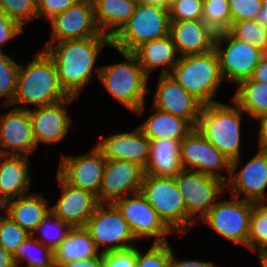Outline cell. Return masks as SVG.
<instances>
[{"mask_svg": "<svg viewBox=\"0 0 267 267\" xmlns=\"http://www.w3.org/2000/svg\"><path fill=\"white\" fill-rule=\"evenodd\" d=\"M106 45L111 47V38L102 33L95 37L46 43L44 51L54 62L59 83L69 97L78 98L82 88L90 82L100 51Z\"/></svg>", "mask_w": 267, "mask_h": 267, "instance_id": "cell-1", "label": "cell"}, {"mask_svg": "<svg viewBox=\"0 0 267 267\" xmlns=\"http://www.w3.org/2000/svg\"><path fill=\"white\" fill-rule=\"evenodd\" d=\"M69 98L61 87L51 57L43 50L28 67L19 65L16 92L12 102L4 108L32 104L37 107L51 105ZM16 105V106H15Z\"/></svg>", "mask_w": 267, "mask_h": 267, "instance_id": "cell-2", "label": "cell"}, {"mask_svg": "<svg viewBox=\"0 0 267 267\" xmlns=\"http://www.w3.org/2000/svg\"><path fill=\"white\" fill-rule=\"evenodd\" d=\"M214 103L201 109L196 128L230 161L231 170L236 171L240 162L241 120L244 111L235 103Z\"/></svg>", "mask_w": 267, "mask_h": 267, "instance_id": "cell-3", "label": "cell"}, {"mask_svg": "<svg viewBox=\"0 0 267 267\" xmlns=\"http://www.w3.org/2000/svg\"><path fill=\"white\" fill-rule=\"evenodd\" d=\"M118 52L126 59L125 62L95 68V72L115 99L140 115L145 109L144 97L150 94V89L147 88L149 77L132 52Z\"/></svg>", "mask_w": 267, "mask_h": 267, "instance_id": "cell-4", "label": "cell"}, {"mask_svg": "<svg viewBox=\"0 0 267 267\" xmlns=\"http://www.w3.org/2000/svg\"><path fill=\"white\" fill-rule=\"evenodd\" d=\"M170 76L203 106L219 103L213 97L224 79L215 49L180 57Z\"/></svg>", "mask_w": 267, "mask_h": 267, "instance_id": "cell-5", "label": "cell"}, {"mask_svg": "<svg viewBox=\"0 0 267 267\" xmlns=\"http://www.w3.org/2000/svg\"><path fill=\"white\" fill-rule=\"evenodd\" d=\"M167 7L138 2L129 21L111 39L117 51L133 52L141 44L170 35Z\"/></svg>", "mask_w": 267, "mask_h": 267, "instance_id": "cell-6", "label": "cell"}, {"mask_svg": "<svg viewBox=\"0 0 267 267\" xmlns=\"http://www.w3.org/2000/svg\"><path fill=\"white\" fill-rule=\"evenodd\" d=\"M140 193L174 233L188 231V214L175 178L144 174Z\"/></svg>", "mask_w": 267, "mask_h": 267, "instance_id": "cell-7", "label": "cell"}, {"mask_svg": "<svg viewBox=\"0 0 267 267\" xmlns=\"http://www.w3.org/2000/svg\"><path fill=\"white\" fill-rule=\"evenodd\" d=\"M175 180L188 214V231L196 222L194 218L202 220L216 204L218 195L227 191L224 181L192 170L184 169Z\"/></svg>", "mask_w": 267, "mask_h": 267, "instance_id": "cell-8", "label": "cell"}, {"mask_svg": "<svg viewBox=\"0 0 267 267\" xmlns=\"http://www.w3.org/2000/svg\"><path fill=\"white\" fill-rule=\"evenodd\" d=\"M85 228L101 253L135 247L136 238L114 204H99ZM102 246L105 248L100 250Z\"/></svg>", "mask_w": 267, "mask_h": 267, "instance_id": "cell-9", "label": "cell"}, {"mask_svg": "<svg viewBox=\"0 0 267 267\" xmlns=\"http://www.w3.org/2000/svg\"><path fill=\"white\" fill-rule=\"evenodd\" d=\"M232 200H221L202 219L219 235L231 242L248 248L251 212L254 202L231 196Z\"/></svg>", "mask_w": 267, "mask_h": 267, "instance_id": "cell-10", "label": "cell"}, {"mask_svg": "<svg viewBox=\"0 0 267 267\" xmlns=\"http://www.w3.org/2000/svg\"><path fill=\"white\" fill-rule=\"evenodd\" d=\"M224 43L226 48H222ZM214 49L223 79L236 84L251 77L264 54L258 47L234 38L228 31L217 33Z\"/></svg>", "mask_w": 267, "mask_h": 267, "instance_id": "cell-11", "label": "cell"}, {"mask_svg": "<svg viewBox=\"0 0 267 267\" xmlns=\"http://www.w3.org/2000/svg\"><path fill=\"white\" fill-rule=\"evenodd\" d=\"M180 160L185 170L215 177L225 183L229 180L219 171L225 168L230 176L231 161L213 146L197 128H194L182 139Z\"/></svg>", "mask_w": 267, "mask_h": 267, "instance_id": "cell-12", "label": "cell"}, {"mask_svg": "<svg viewBox=\"0 0 267 267\" xmlns=\"http://www.w3.org/2000/svg\"><path fill=\"white\" fill-rule=\"evenodd\" d=\"M114 205L128 223L136 240L154 237L153 243H167V235L174 233L140 192L126 196Z\"/></svg>", "mask_w": 267, "mask_h": 267, "instance_id": "cell-13", "label": "cell"}, {"mask_svg": "<svg viewBox=\"0 0 267 267\" xmlns=\"http://www.w3.org/2000/svg\"><path fill=\"white\" fill-rule=\"evenodd\" d=\"M144 169L125 160H106L98 194L99 204H114L124 197L140 192Z\"/></svg>", "mask_w": 267, "mask_h": 267, "instance_id": "cell-14", "label": "cell"}, {"mask_svg": "<svg viewBox=\"0 0 267 267\" xmlns=\"http://www.w3.org/2000/svg\"><path fill=\"white\" fill-rule=\"evenodd\" d=\"M57 173L69 184L89 191L98 197L106 158L96 146L90 154L61 155Z\"/></svg>", "mask_w": 267, "mask_h": 267, "instance_id": "cell-15", "label": "cell"}, {"mask_svg": "<svg viewBox=\"0 0 267 267\" xmlns=\"http://www.w3.org/2000/svg\"><path fill=\"white\" fill-rule=\"evenodd\" d=\"M50 22L52 35L50 41L47 42L83 39L100 34L94 19L92 0H78Z\"/></svg>", "mask_w": 267, "mask_h": 267, "instance_id": "cell-16", "label": "cell"}, {"mask_svg": "<svg viewBox=\"0 0 267 267\" xmlns=\"http://www.w3.org/2000/svg\"><path fill=\"white\" fill-rule=\"evenodd\" d=\"M258 149L242 169L230 171L226 190H232L231 196L251 202L267 201V149Z\"/></svg>", "mask_w": 267, "mask_h": 267, "instance_id": "cell-17", "label": "cell"}, {"mask_svg": "<svg viewBox=\"0 0 267 267\" xmlns=\"http://www.w3.org/2000/svg\"><path fill=\"white\" fill-rule=\"evenodd\" d=\"M37 147L28 109L0 115V154L29 156Z\"/></svg>", "mask_w": 267, "mask_h": 267, "instance_id": "cell-18", "label": "cell"}, {"mask_svg": "<svg viewBox=\"0 0 267 267\" xmlns=\"http://www.w3.org/2000/svg\"><path fill=\"white\" fill-rule=\"evenodd\" d=\"M77 98L69 97L58 103L40 106L35 109L18 106L17 109H28L37 147L40 143L48 145L61 141L68 133L71 119L66 105Z\"/></svg>", "mask_w": 267, "mask_h": 267, "instance_id": "cell-19", "label": "cell"}, {"mask_svg": "<svg viewBox=\"0 0 267 267\" xmlns=\"http://www.w3.org/2000/svg\"><path fill=\"white\" fill-rule=\"evenodd\" d=\"M56 177L62 194L51 212L71 227H85L99 205L97 196L69 185L58 173Z\"/></svg>", "mask_w": 267, "mask_h": 267, "instance_id": "cell-20", "label": "cell"}, {"mask_svg": "<svg viewBox=\"0 0 267 267\" xmlns=\"http://www.w3.org/2000/svg\"><path fill=\"white\" fill-rule=\"evenodd\" d=\"M152 106L187 119L195 128L203 105L170 75H160Z\"/></svg>", "mask_w": 267, "mask_h": 267, "instance_id": "cell-21", "label": "cell"}, {"mask_svg": "<svg viewBox=\"0 0 267 267\" xmlns=\"http://www.w3.org/2000/svg\"><path fill=\"white\" fill-rule=\"evenodd\" d=\"M106 160H125L139 164L143 169L149 160L150 141L139 127L132 132H119L98 143Z\"/></svg>", "mask_w": 267, "mask_h": 267, "instance_id": "cell-22", "label": "cell"}, {"mask_svg": "<svg viewBox=\"0 0 267 267\" xmlns=\"http://www.w3.org/2000/svg\"><path fill=\"white\" fill-rule=\"evenodd\" d=\"M216 35L203 20L170 22V36L180 57L213 50Z\"/></svg>", "mask_w": 267, "mask_h": 267, "instance_id": "cell-23", "label": "cell"}, {"mask_svg": "<svg viewBox=\"0 0 267 267\" xmlns=\"http://www.w3.org/2000/svg\"><path fill=\"white\" fill-rule=\"evenodd\" d=\"M29 156L0 154V200L6 202L29 194Z\"/></svg>", "mask_w": 267, "mask_h": 267, "instance_id": "cell-24", "label": "cell"}, {"mask_svg": "<svg viewBox=\"0 0 267 267\" xmlns=\"http://www.w3.org/2000/svg\"><path fill=\"white\" fill-rule=\"evenodd\" d=\"M132 53L137 57L139 65L148 77L158 67L162 68L160 75H170L180 58L170 35L145 42Z\"/></svg>", "mask_w": 267, "mask_h": 267, "instance_id": "cell-25", "label": "cell"}, {"mask_svg": "<svg viewBox=\"0 0 267 267\" xmlns=\"http://www.w3.org/2000/svg\"><path fill=\"white\" fill-rule=\"evenodd\" d=\"M149 141V160L144 168V174L175 178L184 170L180 160L182 140L162 138Z\"/></svg>", "mask_w": 267, "mask_h": 267, "instance_id": "cell-26", "label": "cell"}, {"mask_svg": "<svg viewBox=\"0 0 267 267\" xmlns=\"http://www.w3.org/2000/svg\"><path fill=\"white\" fill-rule=\"evenodd\" d=\"M43 194L29 193L5 203V213L30 235L51 211Z\"/></svg>", "mask_w": 267, "mask_h": 267, "instance_id": "cell-27", "label": "cell"}, {"mask_svg": "<svg viewBox=\"0 0 267 267\" xmlns=\"http://www.w3.org/2000/svg\"><path fill=\"white\" fill-rule=\"evenodd\" d=\"M94 19L100 33L111 39L129 21L137 0H92Z\"/></svg>", "mask_w": 267, "mask_h": 267, "instance_id": "cell-28", "label": "cell"}, {"mask_svg": "<svg viewBox=\"0 0 267 267\" xmlns=\"http://www.w3.org/2000/svg\"><path fill=\"white\" fill-rule=\"evenodd\" d=\"M151 110L155 113L138 126L149 140L162 138L182 140L195 128L187 119L161 111L153 106Z\"/></svg>", "mask_w": 267, "mask_h": 267, "instance_id": "cell-29", "label": "cell"}, {"mask_svg": "<svg viewBox=\"0 0 267 267\" xmlns=\"http://www.w3.org/2000/svg\"><path fill=\"white\" fill-rule=\"evenodd\" d=\"M53 253L54 265L57 266H62L74 260L102 256L85 227H72Z\"/></svg>", "mask_w": 267, "mask_h": 267, "instance_id": "cell-30", "label": "cell"}, {"mask_svg": "<svg viewBox=\"0 0 267 267\" xmlns=\"http://www.w3.org/2000/svg\"><path fill=\"white\" fill-rule=\"evenodd\" d=\"M231 99L252 119L267 115V83L247 78L239 82Z\"/></svg>", "mask_w": 267, "mask_h": 267, "instance_id": "cell-31", "label": "cell"}, {"mask_svg": "<svg viewBox=\"0 0 267 267\" xmlns=\"http://www.w3.org/2000/svg\"><path fill=\"white\" fill-rule=\"evenodd\" d=\"M14 260L19 266L22 260L27 262L26 267H52L54 265L53 251L29 235L20 245L14 254Z\"/></svg>", "mask_w": 267, "mask_h": 267, "instance_id": "cell-32", "label": "cell"}, {"mask_svg": "<svg viewBox=\"0 0 267 267\" xmlns=\"http://www.w3.org/2000/svg\"><path fill=\"white\" fill-rule=\"evenodd\" d=\"M248 248L254 253L267 251V201L254 202L251 212Z\"/></svg>", "mask_w": 267, "mask_h": 267, "instance_id": "cell-33", "label": "cell"}, {"mask_svg": "<svg viewBox=\"0 0 267 267\" xmlns=\"http://www.w3.org/2000/svg\"><path fill=\"white\" fill-rule=\"evenodd\" d=\"M71 228L72 227L68 223L63 222L50 211L43 219V221L37 226L33 236H35L36 233H40L39 235L41 236V238L36 237V239L43 245L54 251L65 239ZM51 231L55 233V236ZM52 233L53 237L51 235Z\"/></svg>", "mask_w": 267, "mask_h": 267, "instance_id": "cell-34", "label": "cell"}, {"mask_svg": "<svg viewBox=\"0 0 267 267\" xmlns=\"http://www.w3.org/2000/svg\"><path fill=\"white\" fill-rule=\"evenodd\" d=\"M228 32L236 39L258 47L267 52V28L256 20L233 22Z\"/></svg>", "mask_w": 267, "mask_h": 267, "instance_id": "cell-35", "label": "cell"}, {"mask_svg": "<svg viewBox=\"0 0 267 267\" xmlns=\"http://www.w3.org/2000/svg\"><path fill=\"white\" fill-rule=\"evenodd\" d=\"M202 20L217 34L231 26L229 0H203Z\"/></svg>", "mask_w": 267, "mask_h": 267, "instance_id": "cell-36", "label": "cell"}, {"mask_svg": "<svg viewBox=\"0 0 267 267\" xmlns=\"http://www.w3.org/2000/svg\"><path fill=\"white\" fill-rule=\"evenodd\" d=\"M19 64L0 51V98L7 97L3 105H9L15 95Z\"/></svg>", "mask_w": 267, "mask_h": 267, "instance_id": "cell-37", "label": "cell"}, {"mask_svg": "<svg viewBox=\"0 0 267 267\" xmlns=\"http://www.w3.org/2000/svg\"><path fill=\"white\" fill-rule=\"evenodd\" d=\"M0 9L22 28L38 18L37 0H0Z\"/></svg>", "mask_w": 267, "mask_h": 267, "instance_id": "cell-38", "label": "cell"}, {"mask_svg": "<svg viewBox=\"0 0 267 267\" xmlns=\"http://www.w3.org/2000/svg\"><path fill=\"white\" fill-rule=\"evenodd\" d=\"M30 234L16 224L8 215L0 217V245L11 254H15L20 243Z\"/></svg>", "mask_w": 267, "mask_h": 267, "instance_id": "cell-39", "label": "cell"}, {"mask_svg": "<svg viewBox=\"0 0 267 267\" xmlns=\"http://www.w3.org/2000/svg\"><path fill=\"white\" fill-rule=\"evenodd\" d=\"M138 249L136 267H169L171 259L169 242L153 243L145 254Z\"/></svg>", "mask_w": 267, "mask_h": 267, "instance_id": "cell-40", "label": "cell"}, {"mask_svg": "<svg viewBox=\"0 0 267 267\" xmlns=\"http://www.w3.org/2000/svg\"><path fill=\"white\" fill-rule=\"evenodd\" d=\"M168 10L170 21L202 20L203 0H176Z\"/></svg>", "mask_w": 267, "mask_h": 267, "instance_id": "cell-41", "label": "cell"}, {"mask_svg": "<svg viewBox=\"0 0 267 267\" xmlns=\"http://www.w3.org/2000/svg\"><path fill=\"white\" fill-rule=\"evenodd\" d=\"M231 24L242 20H255L262 8V0H229Z\"/></svg>", "mask_w": 267, "mask_h": 267, "instance_id": "cell-42", "label": "cell"}, {"mask_svg": "<svg viewBox=\"0 0 267 267\" xmlns=\"http://www.w3.org/2000/svg\"><path fill=\"white\" fill-rule=\"evenodd\" d=\"M137 247L102 253L100 267H136Z\"/></svg>", "mask_w": 267, "mask_h": 267, "instance_id": "cell-43", "label": "cell"}, {"mask_svg": "<svg viewBox=\"0 0 267 267\" xmlns=\"http://www.w3.org/2000/svg\"><path fill=\"white\" fill-rule=\"evenodd\" d=\"M78 0H37L38 18L44 17L49 21L67 8L73 6Z\"/></svg>", "mask_w": 267, "mask_h": 267, "instance_id": "cell-44", "label": "cell"}, {"mask_svg": "<svg viewBox=\"0 0 267 267\" xmlns=\"http://www.w3.org/2000/svg\"><path fill=\"white\" fill-rule=\"evenodd\" d=\"M23 28L11 20L1 9H0V51H2L1 45L11 40L16 35L20 34Z\"/></svg>", "mask_w": 267, "mask_h": 267, "instance_id": "cell-45", "label": "cell"}, {"mask_svg": "<svg viewBox=\"0 0 267 267\" xmlns=\"http://www.w3.org/2000/svg\"><path fill=\"white\" fill-rule=\"evenodd\" d=\"M169 267H216L212 262L200 261V260H181L178 261L174 256L171 249V259Z\"/></svg>", "mask_w": 267, "mask_h": 267, "instance_id": "cell-46", "label": "cell"}, {"mask_svg": "<svg viewBox=\"0 0 267 267\" xmlns=\"http://www.w3.org/2000/svg\"><path fill=\"white\" fill-rule=\"evenodd\" d=\"M250 78L258 82L267 83V52L261 57Z\"/></svg>", "mask_w": 267, "mask_h": 267, "instance_id": "cell-47", "label": "cell"}, {"mask_svg": "<svg viewBox=\"0 0 267 267\" xmlns=\"http://www.w3.org/2000/svg\"><path fill=\"white\" fill-rule=\"evenodd\" d=\"M102 256L91 257L88 259L74 260L59 267H100Z\"/></svg>", "mask_w": 267, "mask_h": 267, "instance_id": "cell-48", "label": "cell"}, {"mask_svg": "<svg viewBox=\"0 0 267 267\" xmlns=\"http://www.w3.org/2000/svg\"><path fill=\"white\" fill-rule=\"evenodd\" d=\"M258 120L260 121L258 145L260 148L267 149V115L260 117Z\"/></svg>", "mask_w": 267, "mask_h": 267, "instance_id": "cell-49", "label": "cell"}, {"mask_svg": "<svg viewBox=\"0 0 267 267\" xmlns=\"http://www.w3.org/2000/svg\"><path fill=\"white\" fill-rule=\"evenodd\" d=\"M0 267H17L14 255L0 245Z\"/></svg>", "mask_w": 267, "mask_h": 267, "instance_id": "cell-50", "label": "cell"}, {"mask_svg": "<svg viewBox=\"0 0 267 267\" xmlns=\"http://www.w3.org/2000/svg\"><path fill=\"white\" fill-rule=\"evenodd\" d=\"M255 20L267 28V0H262V8L258 11Z\"/></svg>", "mask_w": 267, "mask_h": 267, "instance_id": "cell-51", "label": "cell"}, {"mask_svg": "<svg viewBox=\"0 0 267 267\" xmlns=\"http://www.w3.org/2000/svg\"><path fill=\"white\" fill-rule=\"evenodd\" d=\"M137 1L144 4H152V5H159L162 7H166V0H137Z\"/></svg>", "mask_w": 267, "mask_h": 267, "instance_id": "cell-52", "label": "cell"}, {"mask_svg": "<svg viewBox=\"0 0 267 267\" xmlns=\"http://www.w3.org/2000/svg\"><path fill=\"white\" fill-rule=\"evenodd\" d=\"M261 267H267V251H258Z\"/></svg>", "mask_w": 267, "mask_h": 267, "instance_id": "cell-53", "label": "cell"}, {"mask_svg": "<svg viewBox=\"0 0 267 267\" xmlns=\"http://www.w3.org/2000/svg\"><path fill=\"white\" fill-rule=\"evenodd\" d=\"M176 0H166V7L168 8L170 4H172Z\"/></svg>", "mask_w": 267, "mask_h": 267, "instance_id": "cell-54", "label": "cell"}, {"mask_svg": "<svg viewBox=\"0 0 267 267\" xmlns=\"http://www.w3.org/2000/svg\"><path fill=\"white\" fill-rule=\"evenodd\" d=\"M0 209H5V204L0 200ZM2 215H0L1 217Z\"/></svg>", "mask_w": 267, "mask_h": 267, "instance_id": "cell-55", "label": "cell"}]
</instances>
